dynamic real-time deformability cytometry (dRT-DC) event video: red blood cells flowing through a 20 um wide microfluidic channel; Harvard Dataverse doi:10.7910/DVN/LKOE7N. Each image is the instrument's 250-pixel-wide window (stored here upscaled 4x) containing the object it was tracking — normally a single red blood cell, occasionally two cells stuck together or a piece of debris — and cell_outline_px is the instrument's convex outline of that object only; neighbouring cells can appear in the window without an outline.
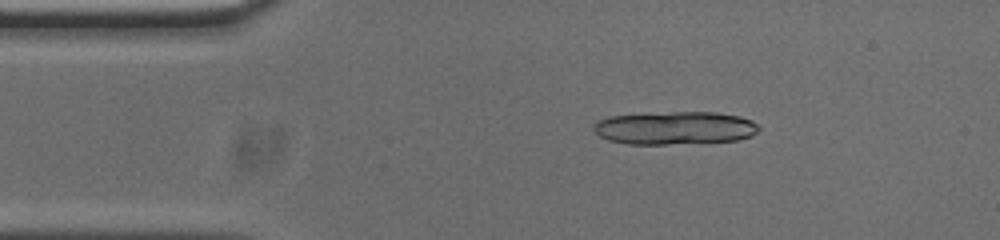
{"species": "common noctule bat (a hibernating species)", "species_latin": "Nyctalus noctula", "temperature_condition": "cold", "stored_images_in_passage": 17, "camera_frame_rate_fps": 3000, "um_per_image_px": 0.085, "animal": {"sex": "male", "body_mass_g": 20.0, "forearm_length_mm": 53.3}, "frame": {"image": 1, "passage_image": 8, "time_ms": 2.333, "image_size_px": [1000, 240], "cell_outline_px": [[760, 128], [752, 136], [736, 140], [664, 144], [628, 144], [608, 140], [600, 136], [592, 128], [592, 124], [608, 116], [672, 112], [716, 112], [740, 116], [752, 120]], "centroid_in_image_um": [57.35, 10.87], "position_along_channel_um": 27.6, "area_um2": 31.67}}